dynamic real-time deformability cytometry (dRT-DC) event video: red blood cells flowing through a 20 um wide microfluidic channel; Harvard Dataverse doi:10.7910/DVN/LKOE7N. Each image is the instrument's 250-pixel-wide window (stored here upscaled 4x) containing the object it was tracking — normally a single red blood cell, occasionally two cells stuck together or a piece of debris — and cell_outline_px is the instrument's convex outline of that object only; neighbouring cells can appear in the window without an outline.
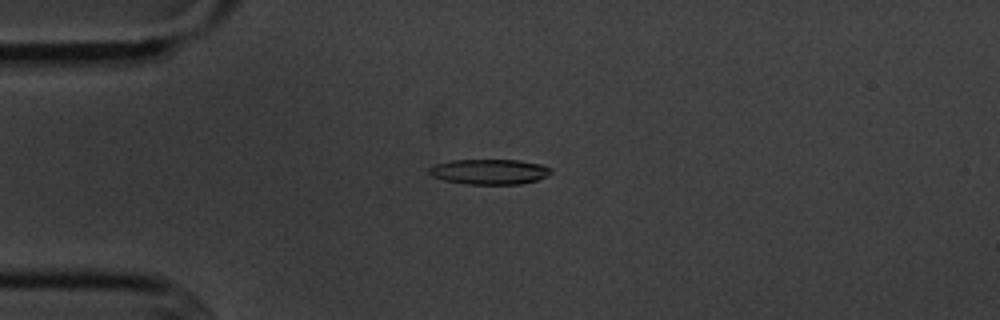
{"species": "common noctule bat (a hibernating species)", "species_latin": "Nyctalus noctula", "temperature_condition": "cold", "stored_images_in_passage": 8, "camera_frame_rate_fps": 3000, "um_per_image_px": 0.085, "animal": {"sex": "male", "body_mass_g": 20.1, "forearm_length_mm": 53.5}, "frame": {"image": 1, "passage_image": 2, "time_ms": 1.333, "image_size_px": [1000, 320], "cell_outline_px": [[552, 172], [548, 176], [536, 180], [520, 184], [468, 184], [444, 180], [432, 176], [428, 172], [428, 168], [436, 164], [452, 160], [520, 160], [544, 164], [552, 168]], "centroid_in_image_um": [41.65, 14.59], "position_along_channel_um": 43.4, "area_um2": 18.03}}
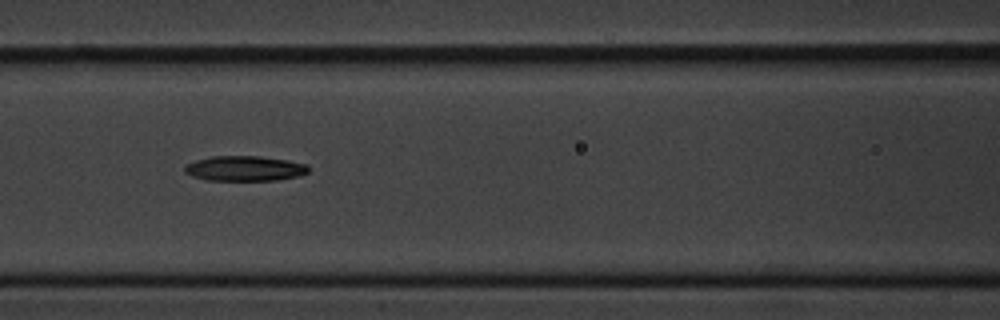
{"frame": {"image": 2, "passage_image": 5, "time_ms": 4.667, "image_size_px": [1000, 320], "cell_outline_px": [[308, 172], [296, 176], [276, 180], [208, 180], [192, 176], [184, 172], [184, 168], [188, 164], [196, 160], [212, 156], [260, 156], [288, 160], [308, 164]], "centroid_in_image_um": [20.8, 14.31], "position_along_channel_um": 145.8, "area_um2": 17.98}}
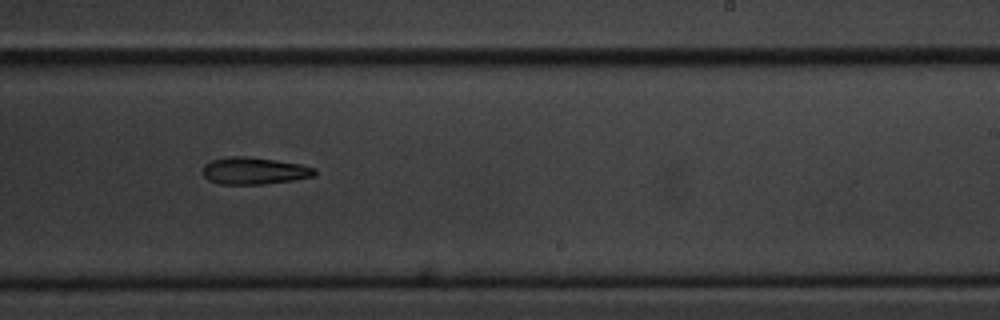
{"frame": {"image": 3, "passage_image": 8, "time_ms": 8.0, "image_size_px": [1000, 320], "cell_outline_px": [[316, 176], [292, 180], [264, 184], [220, 184], [208, 180], [200, 172], [204, 164], [212, 160], [228, 156], [248, 156], [276, 160], [300, 164], [316, 168]], "centroid_in_image_um": [21.58, 14.51], "position_along_channel_um": 267.4, "area_um2": 17.86}}